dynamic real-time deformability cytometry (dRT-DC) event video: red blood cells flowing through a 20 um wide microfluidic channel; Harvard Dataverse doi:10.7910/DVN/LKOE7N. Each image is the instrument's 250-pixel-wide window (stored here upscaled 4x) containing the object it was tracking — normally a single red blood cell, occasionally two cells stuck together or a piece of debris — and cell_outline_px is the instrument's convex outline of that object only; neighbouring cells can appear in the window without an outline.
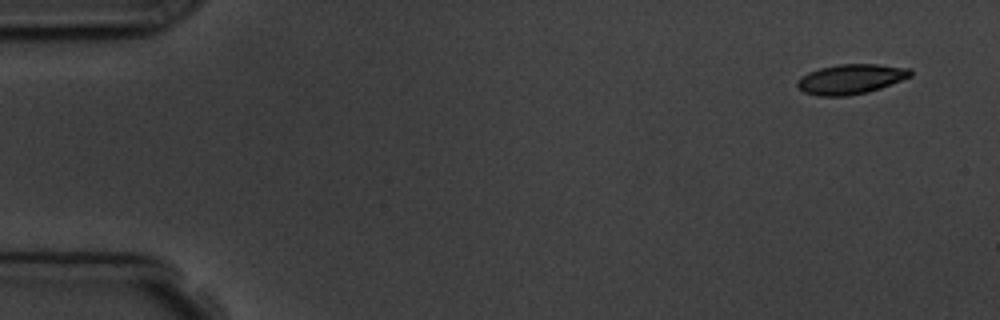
{"species": "common noctule bat (a hibernating species)", "species_latin": "Nyctalus noctula", "temperature_condition": "room temperature", "stored_images_in_passage": 7, "camera_frame_rate_fps": 3000, "um_per_image_px": 0.085, "animal": {"sex": "male", "body_mass_g": 19.5, "forearm_length_mm": 54.6}, "frame": {"image": 1, "passage_image": 1, "time_ms": 0.0, "image_size_px": [1000, 320], "cell_outline_px": [[912, 76], [880, 88], [868, 92], [848, 96], [820, 96], [804, 92], [796, 84], [796, 80], [800, 76], [808, 72], [820, 68], [836, 64], [876, 64], [912, 68]], "centroid_in_image_um": [72.31, 6.72], "position_along_channel_um": 12.7, "area_um2": 19.83}}
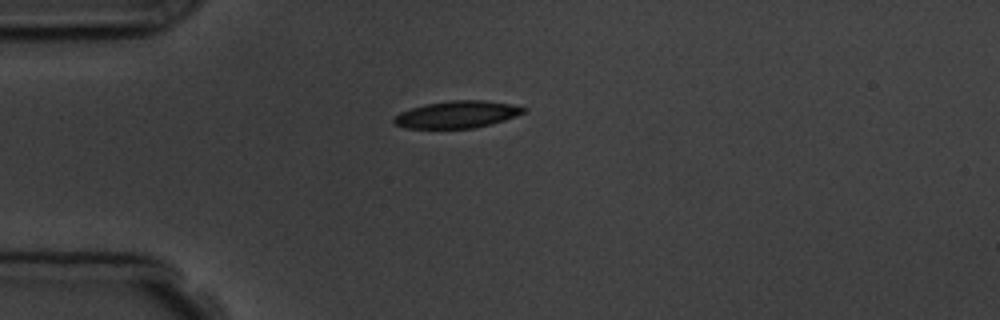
{"frame": {"image": 2, "passage_image": 4, "time_ms": 3.667, "image_size_px": [1000, 320], "cell_outline_px": [[528, 112], [492, 124], [472, 128], [404, 128], [396, 124], [392, 120], [392, 116], [400, 112], [424, 104], [452, 100], [484, 100], [512, 104], [528, 108]], "centroid_in_image_um": [38.87, 9.72], "position_along_channel_um": 46.1, "area_um2": 20.63}}